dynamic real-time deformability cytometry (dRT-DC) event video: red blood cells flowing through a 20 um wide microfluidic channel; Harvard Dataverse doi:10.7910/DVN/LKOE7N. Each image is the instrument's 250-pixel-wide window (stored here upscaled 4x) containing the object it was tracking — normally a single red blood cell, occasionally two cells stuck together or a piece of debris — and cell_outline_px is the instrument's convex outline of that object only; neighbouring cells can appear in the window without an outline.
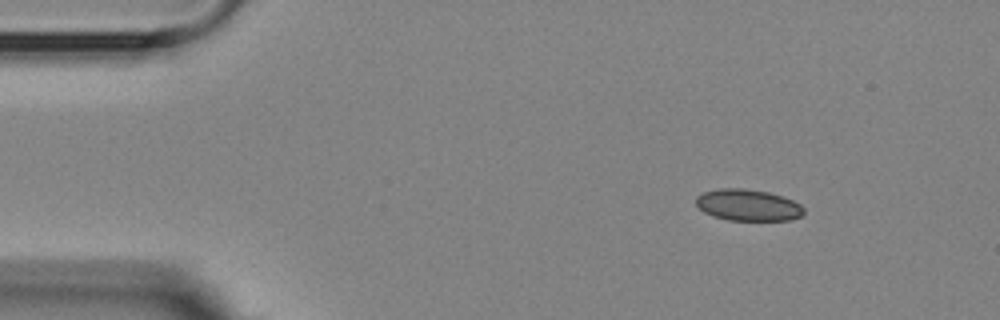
{"species": "Egyptian fruit bat (a non-hibernating species)", "species_latin": "Rousettus aegyptiacus", "temperature_condition": "room temperature", "stored_images_in_passage": 8, "camera_frame_rate_fps": 3000, "um_per_image_px": 0.085, "animal": {"sex": "female"}, "frame": {"image": 1, "passage_image": 1, "time_ms": 0.0, "image_size_px": [1000, 320], "cell_outline_px": [[804, 212], [800, 216], [792, 220], [728, 220], [712, 216], [704, 212], [696, 204], [696, 196], [704, 192], [720, 188], [744, 188], [768, 192], [792, 200], [800, 204], [804, 208]], "centroid_in_image_um": [63.57, 17.43], "position_along_channel_um": 21.4, "area_um2": 19.77}}
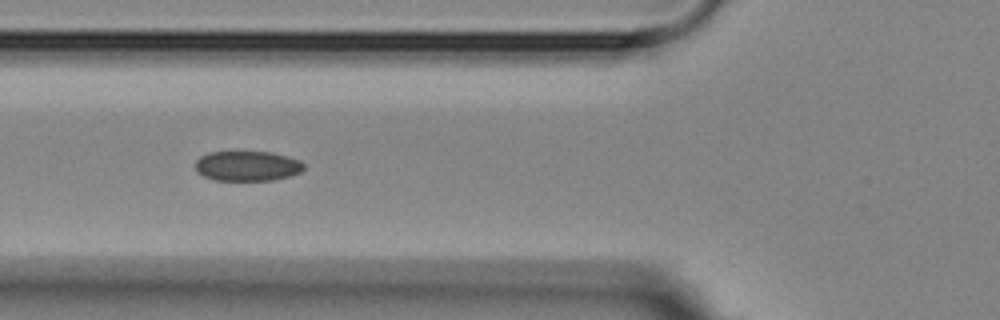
{"frame": {"image": 2, "passage_image": 5, "time_ms": 4.333, "image_size_px": [1000, 320], "cell_outline_px": [[304, 168], [300, 172], [288, 176], [272, 180], [216, 180], [204, 176], [196, 172], [196, 160], [200, 156], [208, 152], [268, 152], [300, 160], [304, 164]], "centroid_in_image_um": [20.99, 14.11], "position_along_channel_um": 104.8, "area_um2": 18.79}}
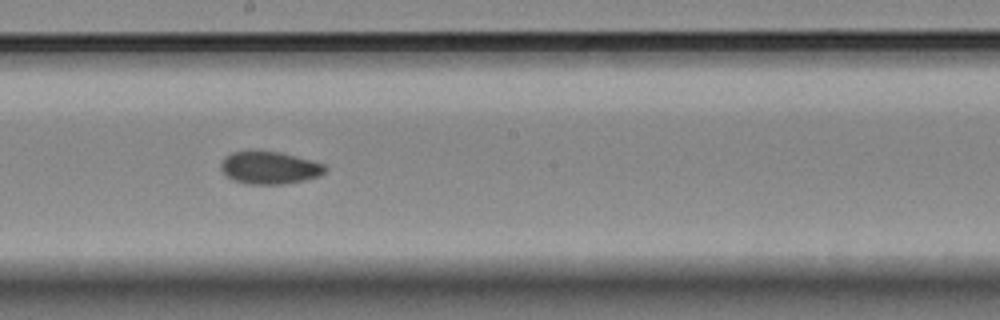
{"frame": {"image": 3, "passage_image": 8, "time_ms": 7.667, "image_size_px": [1000, 320], "cell_outline_px": [[328, 168], [324, 172], [316, 176], [304, 180], [280, 184], [248, 184], [232, 180], [220, 168], [220, 164], [224, 156], [232, 152], [280, 152], [324, 164]], "centroid_in_image_um": [22.88, 14.27], "position_along_channel_um": 225.3, "area_um2": 19.36}}